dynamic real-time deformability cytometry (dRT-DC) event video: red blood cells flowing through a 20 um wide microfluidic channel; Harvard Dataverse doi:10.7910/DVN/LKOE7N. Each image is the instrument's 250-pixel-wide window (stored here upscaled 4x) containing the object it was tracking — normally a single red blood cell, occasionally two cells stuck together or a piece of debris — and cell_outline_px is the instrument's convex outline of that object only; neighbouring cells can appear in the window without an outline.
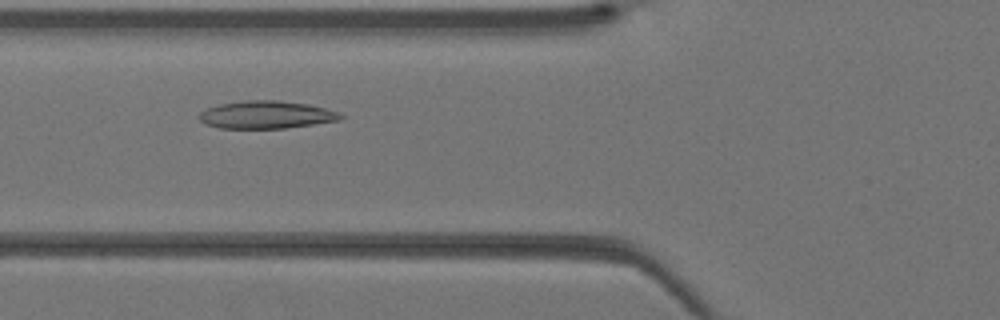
{"species": "Egyptian fruit bat (a non-hibernating species)", "species_latin": "Rousettus aegyptiacus", "temperature_condition": "warm", "stored_images_in_passage": 12, "camera_frame_rate_fps": 3000, "um_per_image_px": 0.085, "animal": {"sex": "female"}, "frame": {"image": 1, "passage_image": 12, "time_ms": 3.667, "image_size_px": [1000, 320], "cell_outline_px": [[344, 116], [340, 120], [284, 128], [220, 128], [204, 124], [196, 116], [200, 112], [208, 108], [220, 104], [248, 100], [276, 100], [308, 104], [324, 108], [336, 112]], "centroid_in_image_um": [22.58, 9.75], "position_along_channel_um": 103.2, "area_um2": 22.6}}